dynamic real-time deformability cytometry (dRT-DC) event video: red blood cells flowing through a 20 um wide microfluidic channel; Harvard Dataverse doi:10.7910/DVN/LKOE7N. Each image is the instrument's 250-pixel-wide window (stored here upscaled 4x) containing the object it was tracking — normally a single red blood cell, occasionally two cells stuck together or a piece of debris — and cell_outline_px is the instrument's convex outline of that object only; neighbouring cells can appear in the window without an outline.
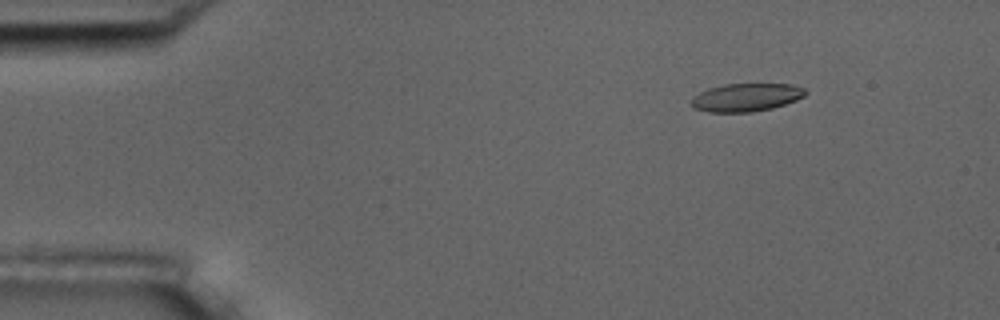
{"species": "common noctule bat (a hibernating species)", "species_latin": "Nyctalus noctula", "temperature_condition": "room temperature", "stored_images_in_passage": 7, "camera_frame_rate_fps": 3000, "um_per_image_px": 0.085, "animal": {"sex": "male", "body_mass_g": 17.5, "forearm_length_mm": 52.3}, "frame": {"image": 1, "passage_image": 3, "time_ms": 0.667, "image_size_px": [1000, 320], "cell_outline_px": [[808, 92], [804, 96], [796, 100], [772, 108], [752, 112], [708, 112], [692, 108], [692, 96], [708, 88], [724, 84], [792, 84], [804, 88]], "centroid_in_image_um": [63.41, 8.27], "position_along_channel_um": 21.6, "area_um2": 18.73}}
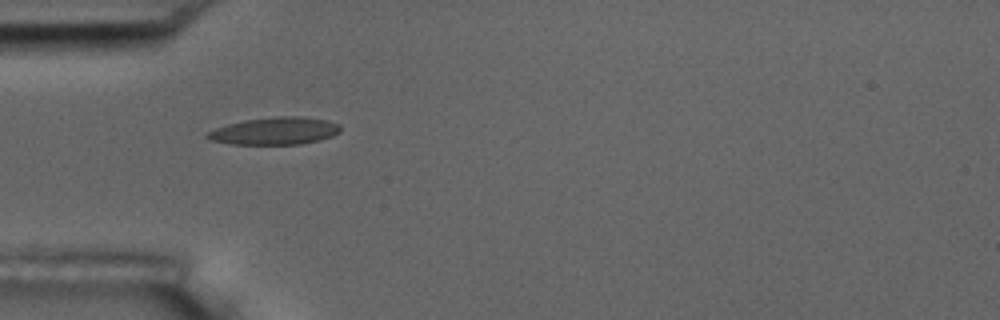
{"frame": {"image": 2, "passage_image": 6, "time_ms": 1.667, "image_size_px": [1000, 320], "cell_outline_px": [[340, 132], [332, 136], [320, 140], [300, 144], [232, 144], [208, 140], [204, 136], [208, 132], [216, 128], [228, 124], [244, 120], [276, 116], [296, 116], [328, 120], [340, 124]], "centroid_in_image_um": [23.36, 11.13], "position_along_channel_um": 61.6, "area_um2": 21.27}}